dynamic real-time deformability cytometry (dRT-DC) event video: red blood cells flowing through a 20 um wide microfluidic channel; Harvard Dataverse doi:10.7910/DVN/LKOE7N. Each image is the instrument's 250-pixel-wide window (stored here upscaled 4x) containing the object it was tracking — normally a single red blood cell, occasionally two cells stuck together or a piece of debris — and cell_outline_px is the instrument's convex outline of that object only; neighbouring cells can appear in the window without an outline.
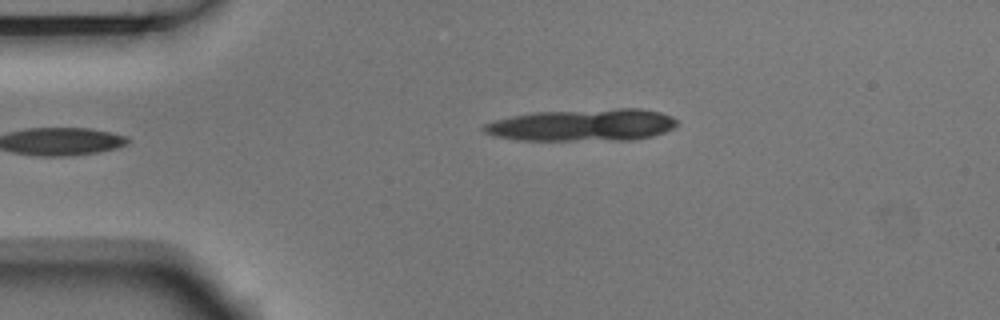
{"species": "Egyptian fruit bat (a non-hibernating species)", "species_latin": "Rousettus aegyptiacus", "temperature_condition": "room temperature", "stored_images_in_passage": 3, "camera_frame_rate_fps": 3000, "um_per_image_px": 0.085, "animal": {"sex": "male"}, "frame": {"image": 1, "passage_image": 3, "time_ms": 0.667, "image_size_px": [1000, 320], "cell_outline_px": [[680, 124], [664, 132], [652, 136], [632, 140], [516, 140], [492, 136], [484, 132], [480, 128], [484, 124], [496, 120], [512, 116], [532, 112], [620, 108], [640, 108], [660, 112], [672, 116], [680, 120]], "centroid_in_image_um": [49.54, 10.63], "position_along_channel_um": 35.5, "area_um2": 36.65}}